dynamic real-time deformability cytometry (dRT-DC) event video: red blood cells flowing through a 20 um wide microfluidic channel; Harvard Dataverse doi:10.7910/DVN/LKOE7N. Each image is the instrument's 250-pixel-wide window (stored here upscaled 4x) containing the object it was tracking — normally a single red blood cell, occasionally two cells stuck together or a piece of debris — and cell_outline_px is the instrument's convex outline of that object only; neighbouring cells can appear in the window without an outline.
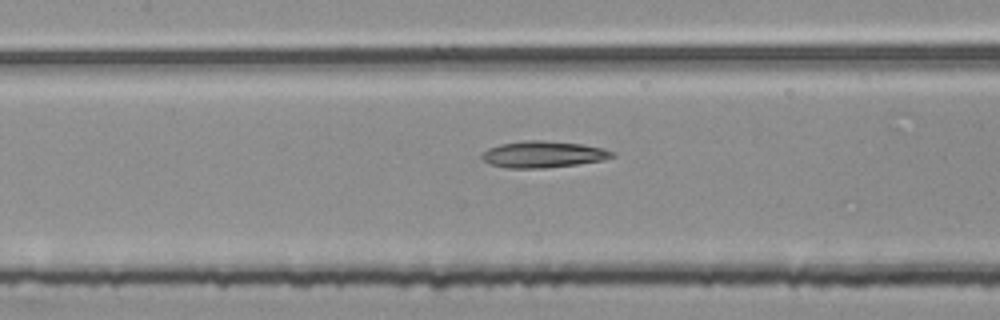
{"species": "common noctule bat (a hibernating species)", "species_latin": "Nyctalus noctula", "temperature_condition": "room temperature", "stored_images_in_passage": 25, "camera_frame_rate_fps": 3000, "um_per_image_px": 0.085, "animal": {"sex": "female", "body_mass_g": 25.1}, "frame": {"image": 1, "passage_image": 21, "time_ms": 6.667, "image_size_px": [1000, 320], "cell_outline_px": [[616, 156], [604, 160], [580, 164], [544, 168], [508, 168], [492, 164], [484, 160], [480, 156], [488, 148], [500, 144], [524, 140], [544, 140], [584, 144], [604, 148], [616, 152]], "centroid_in_image_um": [46.24, 13.11], "position_along_channel_um": 161.2, "area_um2": 20.35}}
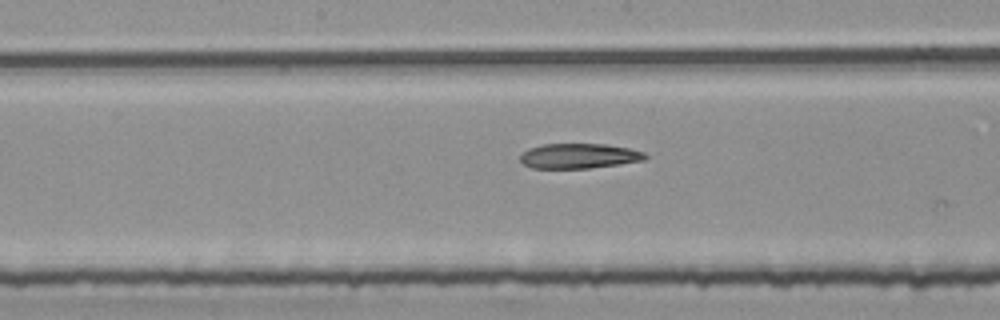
{"frame": {"image": 2, "passage_image": 24, "time_ms": 7.667, "image_size_px": [1000, 320], "cell_outline_px": [[648, 156], [644, 160], [588, 168], [532, 168], [524, 164], [520, 160], [520, 152], [528, 148], [540, 144], [604, 144], [628, 148], [644, 152]], "centroid_in_image_um": [49.15, 13.25], "position_along_channel_um": 199.0, "area_um2": 18.15}}